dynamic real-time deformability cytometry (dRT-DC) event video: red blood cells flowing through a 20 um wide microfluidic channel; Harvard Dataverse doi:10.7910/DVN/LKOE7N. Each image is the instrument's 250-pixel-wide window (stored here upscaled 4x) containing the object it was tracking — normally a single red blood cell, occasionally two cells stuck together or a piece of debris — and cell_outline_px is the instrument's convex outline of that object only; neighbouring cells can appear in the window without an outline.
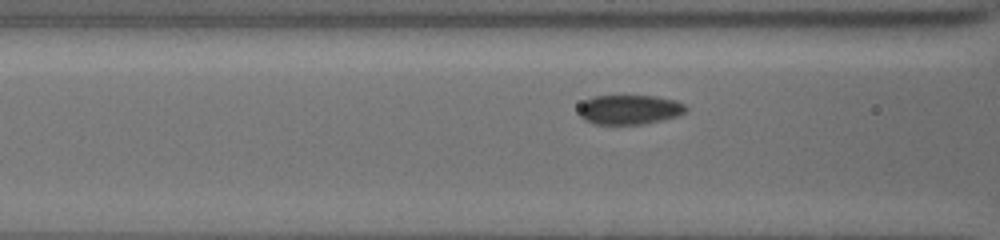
{"species": "common noctule bat (a hibernating species)", "species_latin": "Nyctalus noctula", "temperature_condition": "cold", "stored_images_in_passage": 12, "camera_frame_rate_fps": 3000, "um_per_image_px": 0.085, "animal": {"sex": "female", "body_mass_g": 19.5, "forearm_length_mm": 54.1}, "frame": {"image": 1, "passage_image": 10, "time_ms": 3.0, "image_size_px": [1000, 240], "cell_outline_px": [[688, 108], [684, 112], [676, 116], [660, 120], [640, 124], [596, 124], [584, 120], [580, 116], [580, 104], [584, 100], [596, 96], [656, 96], [676, 100], [684, 104]], "centroid_in_image_um": [53.49, 9.31], "position_along_channel_um": 113.1, "area_um2": 18.26}}